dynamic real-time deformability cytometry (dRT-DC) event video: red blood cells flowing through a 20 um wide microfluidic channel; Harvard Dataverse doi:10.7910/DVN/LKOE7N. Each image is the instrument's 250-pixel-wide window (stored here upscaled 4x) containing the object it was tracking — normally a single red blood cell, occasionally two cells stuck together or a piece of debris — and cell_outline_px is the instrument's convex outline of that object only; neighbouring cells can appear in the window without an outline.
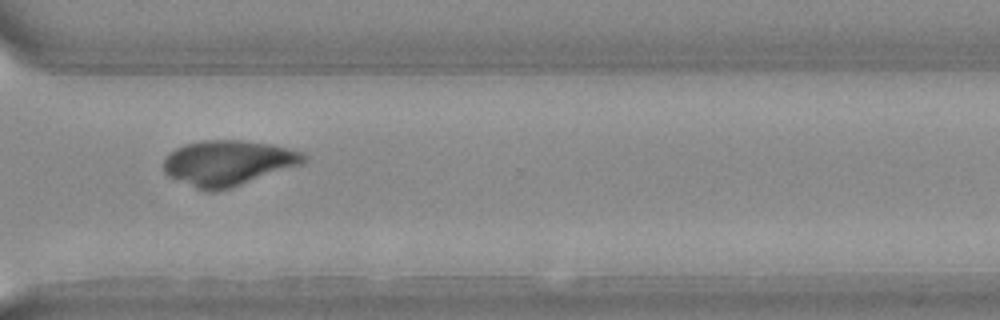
{"species": "Egyptian fruit bat (a non-hibernating species)", "species_latin": "Rousettus aegyptiacus", "temperature_condition": "warm", "stored_images_in_passage": 23, "camera_frame_rate_fps": 3000, "um_per_image_px": 0.085, "animal": {"sex": "female"}, "frame": {"image": 1, "passage_image": 15, "time_ms": 4.667, "image_size_px": [1000, 320], "cell_outline_px": [[308, 160], [304, 164], [228, 188], [212, 192], [204, 192], [168, 176], [164, 172], [164, 160], [168, 152], [184, 144], [204, 140], [240, 140], [268, 144], [300, 152]], "centroid_in_image_um": [19.33, 13.86], "position_along_channel_um": 351.3, "area_um2": 36.76}}
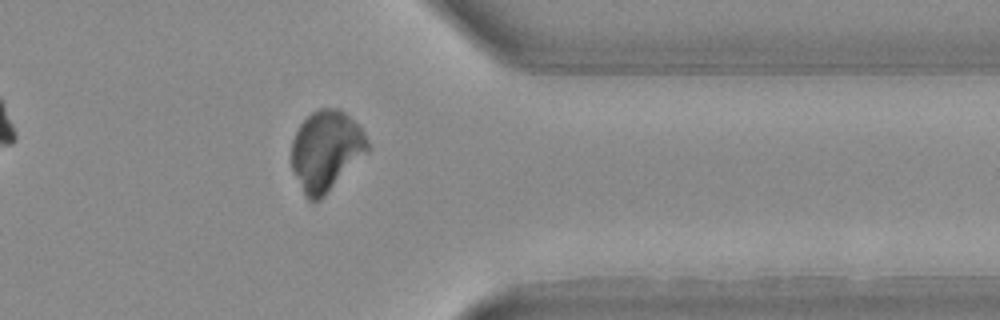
{"frame": {"image": 2, "passage_image": 17, "time_ms": 5.333, "image_size_px": [1000, 320], "cell_outline_px": [[372, 148], [320, 200], [312, 204], [304, 196], [292, 172], [292, 140], [300, 124], [312, 112], [320, 108], [336, 108], [344, 112], [364, 132]], "centroid_in_image_um": [27.71, 12.85], "position_along_channel_um": 383.7, "area_um2": 35.78}}
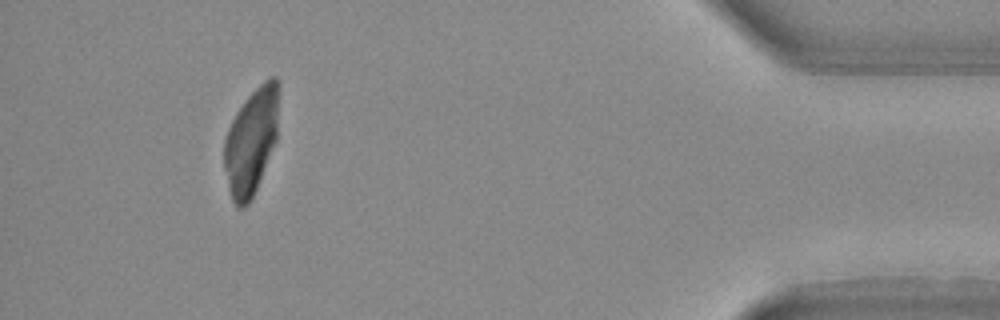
{"frame": {"image": 3, "passage_image": 21, "time_ms": 6.667, "image_size_px": [1000, 320], "cell_outline_px": [[280, 88], [276, 140], [256, 188], [248, 204], [244, 208], [236, 208], [232, 200], [224, 168], [224, 140], [228, 128], [236, 112], [244, 100], [264, 80], [272, 76], [276, 76], [280, 80]], "centroid_in_image_um": [21.37, 11.95], "position_along_channel_um": 413.8, "area_um2": 33.93}}